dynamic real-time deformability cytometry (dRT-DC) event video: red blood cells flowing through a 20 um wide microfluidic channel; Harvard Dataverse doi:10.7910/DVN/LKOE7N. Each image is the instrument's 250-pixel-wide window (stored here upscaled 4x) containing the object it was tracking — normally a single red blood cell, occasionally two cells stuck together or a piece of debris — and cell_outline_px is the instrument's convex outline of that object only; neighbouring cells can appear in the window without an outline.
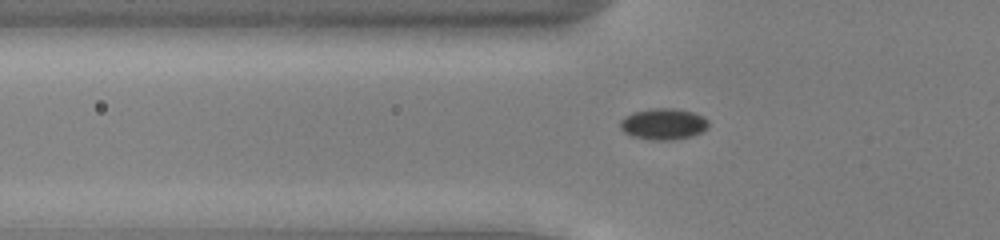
{"species": "common noctule bat (a hibernating species)", "species_latin": "Nyctalus noctula", "temperature_condition": "cold", "stored_images_in_passage": 55, "camera_frame_rate_fps": 3000, "um_per_image_px": 0.085, "animal": {"sex": "male", "body_mass_g": 13.0, "forearm_length_mm": 53.1}, "frame": {"image": 1, "passage_image": 20, "time_ms": 6.333, "image_size_px": [1000, 240], "cell_outline_px": [[708, 128], [692, 136], [672, 140], [652, 140], [632, 136], [624, 132], [620, 128], [620, 120], [624, 116], [632, 112], [652, 108], [672, 108], [692, 112], [704, 116], [708, 120]], "centroid_in_image_um": [56.37, 10.54], "position_along_channel_um": 69.4, "area_um2": 16.18}}
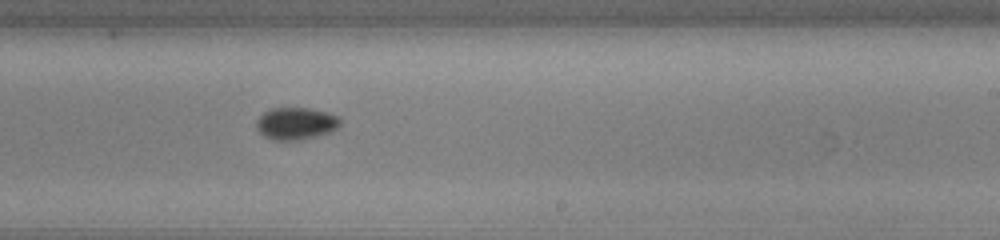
{"frame": {"image": 2, "passage_image": 35, "time_ms": 11.333, "image_size_px": [1000, 240], "cell_outline_px": [[340, 124], [332, 132], [300, 140], [272, 140], [264, 136], [256, 128], [256, 120], [264, 112], [272, 108], [312, 108], [328, 112], [340, 116]], "centroid_in_image_um": [25.17, 10.49], "position_along_channel_um": 263.8, "area_um2": 15.9}}
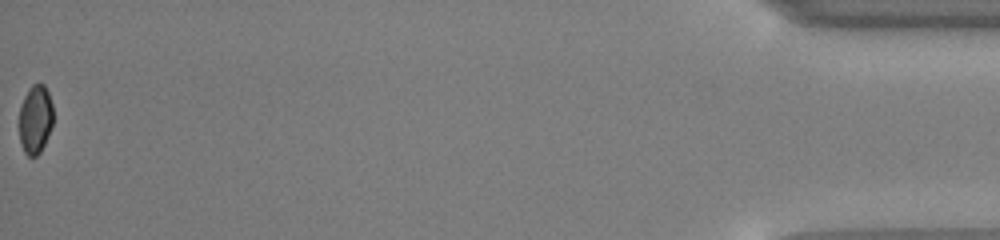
{"frame": {"image": 3, "passage_image": 55, "time_ms": 18.0, "image_size_px": [1000, 240], "cell_outline_px": [[52, 124], [44, 144], [40, 152], [36, 156], [28, 156], [24, 152], [20, 144], [20, 108], [24, 96], [28, 88], [32, 84], [44, 84], [48, 92], [52, 104]], "centroid_in_image_um": [2.99, 10.13], "position_along_channel_um": 432.2, "area_um2": 13.47}, "authors_computed_cell_mechanics": {"area_um2": 15.1436, "velocity_mm_per_s": 3.9166, "shape_relaxation_time_tau1_ms": 3.4256, "shape_relaxation_time_tau2_ms": null, "deformation_change_tau1": 0.0658, "deformation_change_tau2": null}}